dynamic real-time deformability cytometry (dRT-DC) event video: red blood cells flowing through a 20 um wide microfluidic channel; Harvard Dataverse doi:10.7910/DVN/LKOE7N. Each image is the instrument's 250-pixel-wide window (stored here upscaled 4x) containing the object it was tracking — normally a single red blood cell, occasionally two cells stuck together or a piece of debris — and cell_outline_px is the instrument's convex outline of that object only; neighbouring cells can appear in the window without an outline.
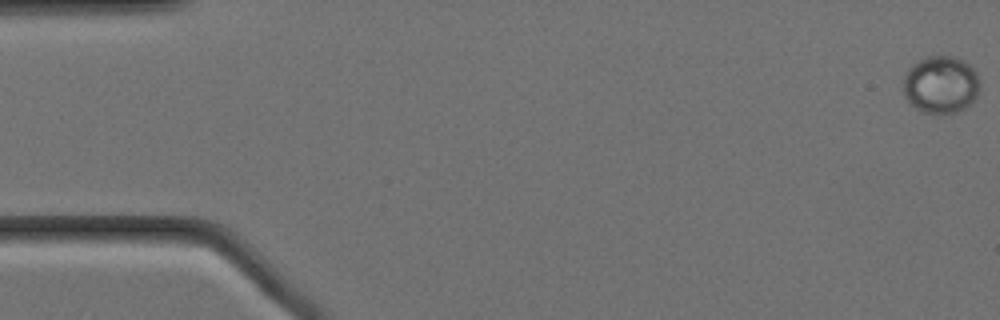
{"species": "Egyptian fruit bat (a non-hibernating species)", "species_latin": "Rousettus aegyptiacus", "temperature_condition": "cold", "stored_images_in_passage": 59, "camera_frame_rate_fps": 3000, "um_per_image_px": 0.085, "animal": {"sex": "female"}, "frame": {"image": 1, "passage_image": 1, "time_ms": 0.0, "image_size_px": [1000, 320], "cell_outline_px": [[980, 88], [976, 96], [964, 108], [956, 112], [940, 116], [936, 116], [920, 112], [908, 100], [904, 92], [904, 76], [908, 68], [912, 64], [928, 56], [952, 56], [964, 60], [976, 72], [980, 80]], "centroid_in_image_um": [79.97, 7.22], "position_along_channel_um": 5.0, "area_um2": 25.95}}
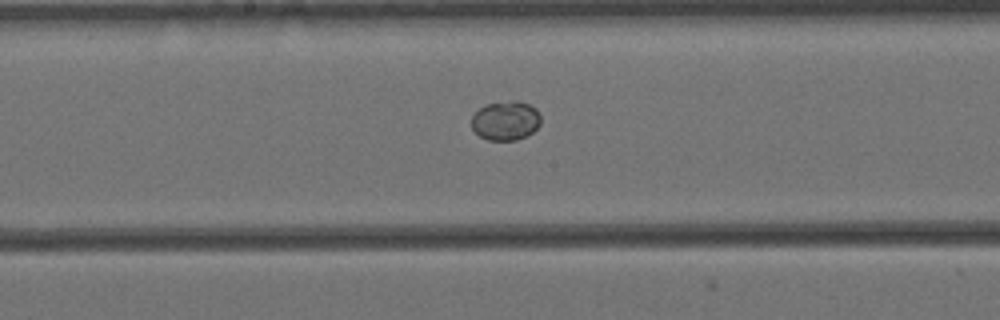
{"frame": {"image": 2, "passage_image": 30, "time_ms": 9.667, "image_size_px": [1000, 320], "cell_outline_px": [[540, 124], [528, 136], [516, 140], [488, 140], [480, 136], [472, 128], [472, 116], [480, 108], [488, 104], [512, 100], [516, 100], [528, 104], [536, 108], [540, 116]], "centroid_in_image_um": [43.0, 10.26], "position_along_channel_um": 205.2, "area_um2": 15.78}}
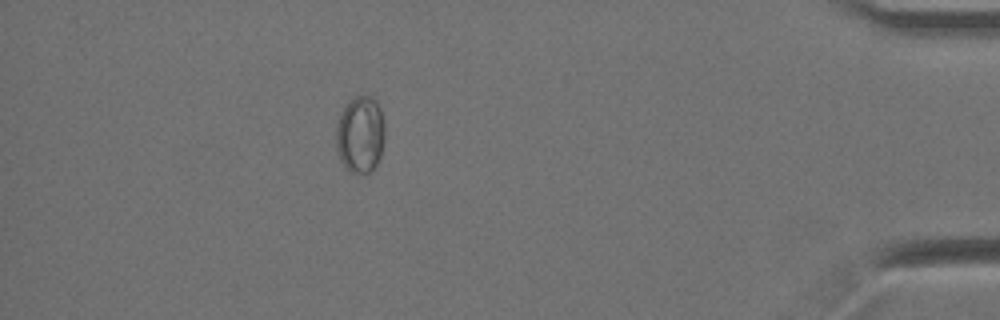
{"frame": {"image": 3, "passage_image": 52, "time_ms": 17.0, "image_size_px": [1000, 320], "cell_outline_px": [[384, 140], [380, 156], [376, 164], [368, 172], [348, 172], [344, 168], [340, 160], [336, 148], [336, 124], [340, 112], [348, 100], [356, 96], [372, 96], [376, 100], [380, 108], [384, 124]], "centroid_in_image_um": [30.6, 11.41], "position_along_channel_um": 404.6, "area_um2": 22.08}}